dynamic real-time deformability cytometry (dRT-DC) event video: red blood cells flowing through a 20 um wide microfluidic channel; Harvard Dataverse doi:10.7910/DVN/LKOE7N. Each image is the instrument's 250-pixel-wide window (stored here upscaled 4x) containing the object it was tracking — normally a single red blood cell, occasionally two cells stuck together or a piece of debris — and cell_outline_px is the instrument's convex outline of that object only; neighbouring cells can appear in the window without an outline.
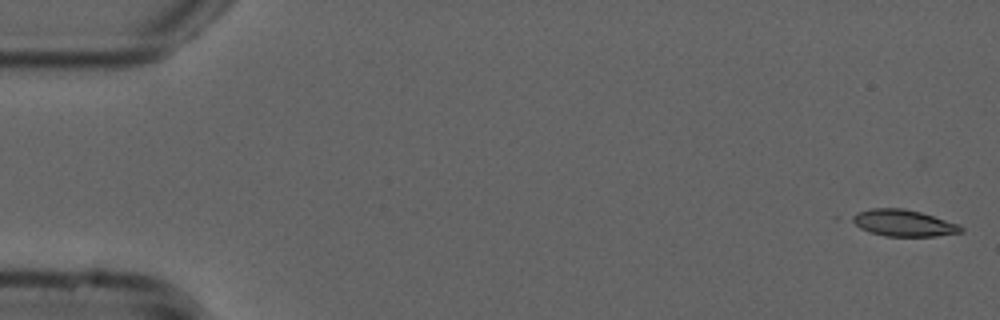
{"species": "common noctule bat (a hibernating species)", "species_latin": "Nyctalus noctula", "temperature_condition": "cold", "stored_images_in_passage": 54, "camera_frame_rate_fps": 3000, "um_per_image_px": 0.085, "animal": {"sex": "male", "forearm_length_mm": 52.5}, "frame": {"image": 1, "passage_image": 1, "time_ms": 0.0, "image_size_px": [1000, 320], "cell_outline_px": [[964, 232], [936, 236], [884, 236], [868, 232], [860, 228], [848, 220], [848, 216], [856, 212], [872, 208], [904, 208], [920, 212], [960, 224], [964, 228]], "centroid_in_image_um": [76.74, 18.95], "position_along_channel_um": 8.3, "area_um2": 17.22}}
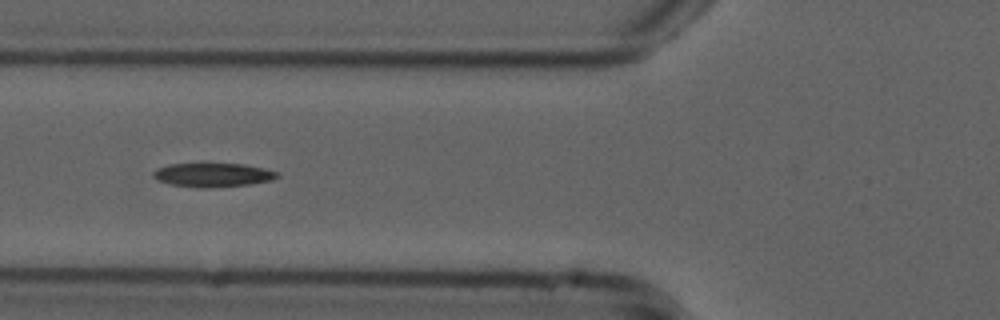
{"frame": {"image": 2, "passage_image": 20, "time_ms": 6.333, "image_size_px": [1000, 320], "cell_outline_px": [[280, 176], [272, 180], [248, 184], [212, 188], [196, 188], [168, 184], [152, 176], [152, 172], [156, 168], [168, 164], [204, 160], [244, 164], [264, 168], [276, 172]], "centroid_in_image_um": [18.02, 14.81], "position_along_channel_um": 107.8, "area_um2": 18.38}}
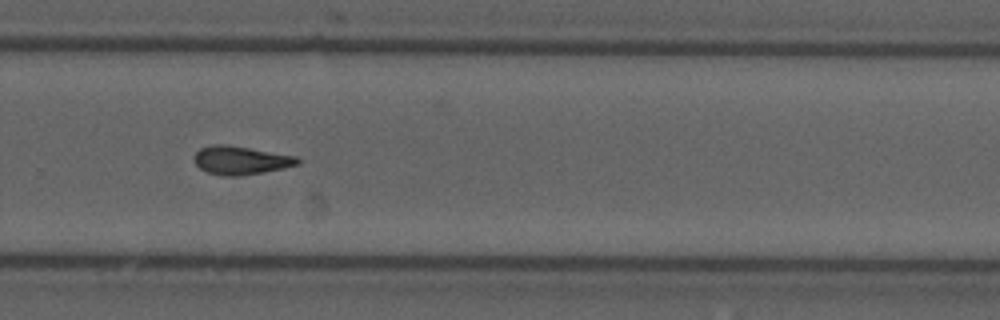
{"frame": {"image": 3, "passage_image": 36, "time_ms": 11.667, "image_size_px": [1000, 320], "cell_outline_px": [[300, 164], [284, 168], [264, 172], [236, 176], [220, 176], [208, 172], [200, 168], [196, 164], [196, 152], [200, 148], [216, 144], [224, 144], [296, 156], [300, 160]], "centroid_in_image_um": [20.49, 13.63], "position_along_channel_um": 309.3, "area_um2": 16.88}}